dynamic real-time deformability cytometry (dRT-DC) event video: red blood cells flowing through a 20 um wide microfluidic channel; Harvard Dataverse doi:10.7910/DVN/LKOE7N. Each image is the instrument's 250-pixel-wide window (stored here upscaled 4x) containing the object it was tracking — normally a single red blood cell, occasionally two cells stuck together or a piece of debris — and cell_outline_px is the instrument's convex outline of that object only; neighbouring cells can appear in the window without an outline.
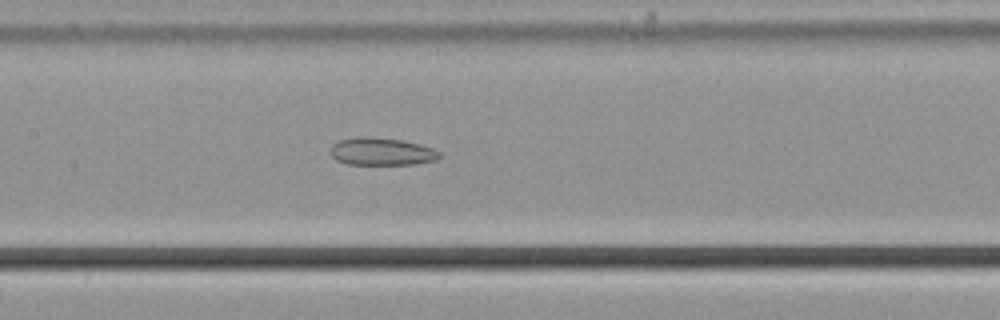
{"species": "common noctule bat (a hibernating species)", "species_latin": "Nyctalus noctula", "temperature_condition": "cold", "stored_images_in_passage": 48, "camera_frame_rate_fps": 3000, "um_per_image_px": 0.085, "animal": {"sex": "male", "body_mass_g": 21.5, "forearm_length_mm": 52.0}, "frame": {"image": 1, "passage_image": 19, "time_ms": 6.0, "image_size_px": [1000, 320], "cell_outline_px": [[440, 156], [436, 160], [416, 164], [348, 164], [336, 160], [332, 156], [332, 144], [340, 140], [368, 136], [372, 136], [400, 140], [420, 144], [432, 148], [440, 152]], "centroid_in_image_um": [32.46, 12.88], "position_along_channel_um": 174.9, "area_um2": 17.34}}
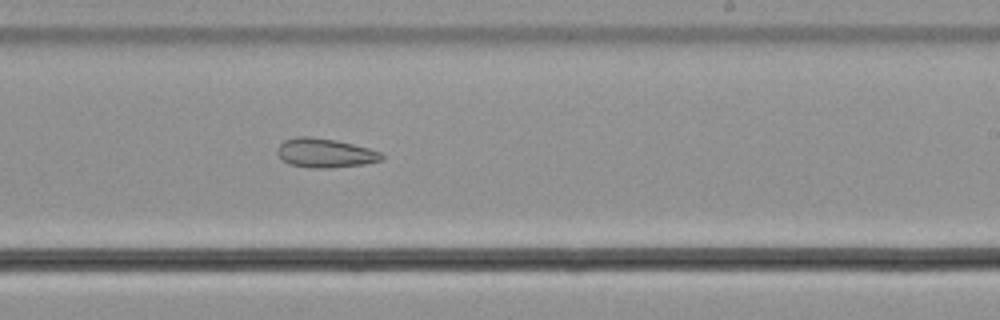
{"frame": {"image": 2, "passage_image": 26, "time_ms": 8.333, "image_size_px": [1000, 320], "cell_outline_px": [[384, 160], [364, 164], [332, 168], [312, 168], [288, 164], [276, 152], [280, 144], [284, 140], [296, 136], [308, 136], [336, 140], [368, 148], [380, 152], [384, 156]], "centroid_in_image_um": [27.63, 13.01], "position_along_channel_um": 261.4, "area_um2": 17.74}}
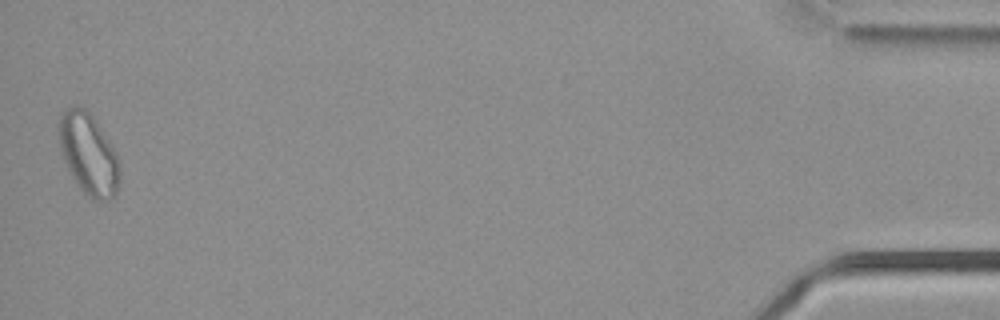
{"frame": {"image": 3, "passage_image": 47, "time_ms": 15.333, "image_size_px": [1000, 320], "cell_outline_px": [[120, 180], [116, 192], [108, 200], [92, 200], [80, 188], [72, 176], [64, 160], [60, 148], [60, 112], [76, 104], [84, 108], [92, 116], [112, 148], [120, 164]], "centroid_in_image_um": [7.52, 13.11], "position_along_channel_um": 427.7, "area_um2": 28.15}, "authors_computed_cell_mechanics": {"area_um2": 21.7617, "velocity_mm_per_s": 3.7149, "shape_relaxation_time_tau1_ms": null, "shape_relaxation_time_tau2_ms": 5.3143, "deformation_change_tau1": null, "deformation_change_tau2": 0.123}}